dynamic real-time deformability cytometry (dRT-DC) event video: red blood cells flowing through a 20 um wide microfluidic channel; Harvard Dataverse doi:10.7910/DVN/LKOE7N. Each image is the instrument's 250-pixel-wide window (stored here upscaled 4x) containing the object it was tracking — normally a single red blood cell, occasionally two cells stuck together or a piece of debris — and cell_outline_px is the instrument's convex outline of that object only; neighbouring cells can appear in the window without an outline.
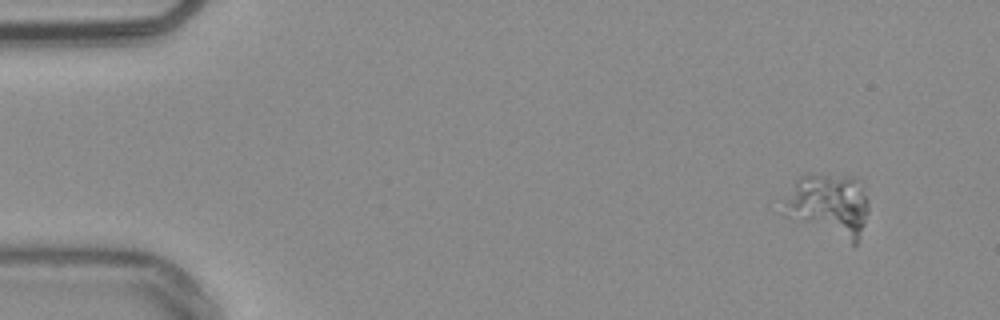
{"species": "common noctule bat (a hibernating species)", "species_latin": "Nyctalus noctula", "temperature_condition": "warm", "stored_images_in_passage": 56, "camera_frame_rate_fps": 3000, "um_per_image_px": 0.085, "animal": {"sex": "male", "body_mass_g": 20.4}, "frame": {"image": 1, "passage_image": 6, "time_ms": 1.667, "image_size_px": [1000, 320], "cell_outline_px": [[868, 212], [864, 224], [856, 244], [852, 244], [784, 216], [784, 200], [796, 176], [808, 172], [852, 176], [856, 180], [868, 200]], "centroid_in_image_um": [70.4, 17.39], "position_along_channel_um": 14.6, "area_um2": 31.56}}
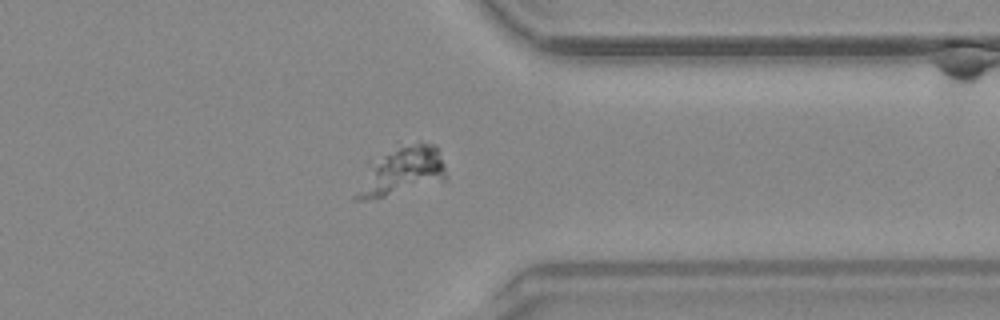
{"frame": {"image": 2, "passage_image": 45, "time_ms": 14.667, "image_size_px": [1000, 320], "cell_outline_px": [[448, 176], [444, 180], [384, 196], [364, 200], [352, 200], [352, 196], [384, 156], [400, 148], [420, 140], [432, 144], [436, 148], [444, 164]], "centroid_in_image_um": [34.3, 14.58], "position_along_channel_um": 377.1, "area_um2": 23.06}}
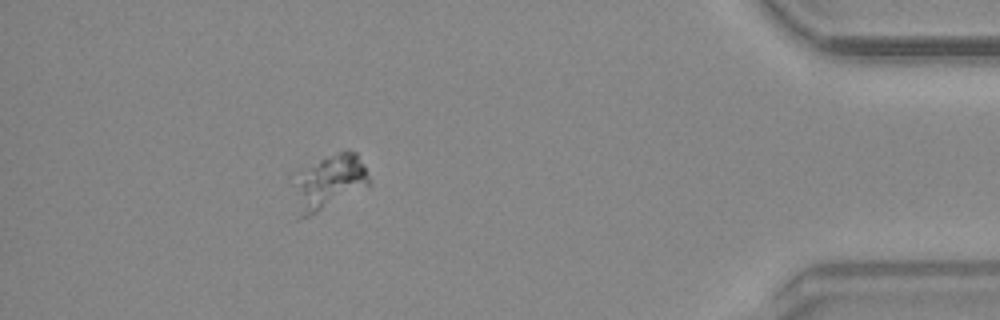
{"frame": {"image": 3, "passage_image": 51, "time_ms": 16.667, "image_size_px": [1000, 320], "cell_outline_px": [[372, 184], [300, 220], [296, 220], [288, 176], [296, 168], [348, 148], [356, 152]], "centroid_in_image_um": [27.75, 15.48], "position_along_channel_um": 407.4, "area_um2": 25.49}}